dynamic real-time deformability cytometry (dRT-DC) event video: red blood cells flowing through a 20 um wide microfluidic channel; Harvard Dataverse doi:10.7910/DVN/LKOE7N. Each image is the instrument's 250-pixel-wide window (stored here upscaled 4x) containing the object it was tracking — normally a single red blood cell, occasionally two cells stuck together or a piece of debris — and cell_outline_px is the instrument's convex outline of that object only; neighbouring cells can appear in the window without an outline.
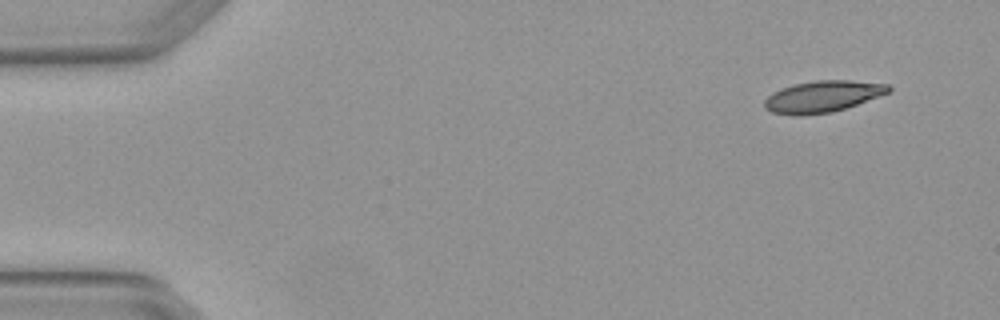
{"species": "Egyptian fruit bat (a non-hibernating species)", "species_latin": "Rousettus aegyptiacus", "temperature_condition": "warm", "stored_images_in_passage": 4, "camera_frame_rate_fps": 3000, "um_per_image_px": 0.085, "animal": {"sex": "female"}, "frame": {"image": 1, "passage_image": 1, "time_ms": 0.0, "image_size_px": [1000, 320], "cell_outline_px": [[892, 92], [832, 112], [804, 116], [792, 116], [772, 112], [764, 108], [764, 100], [772, 92], [796, 84], [816, 80], [848, 80], [888, 84], [892, 88]], "centroid_in_image_um": [69.92, 8.21], "position_along_channel_um": 15.1, "area_um2": 22.83}}
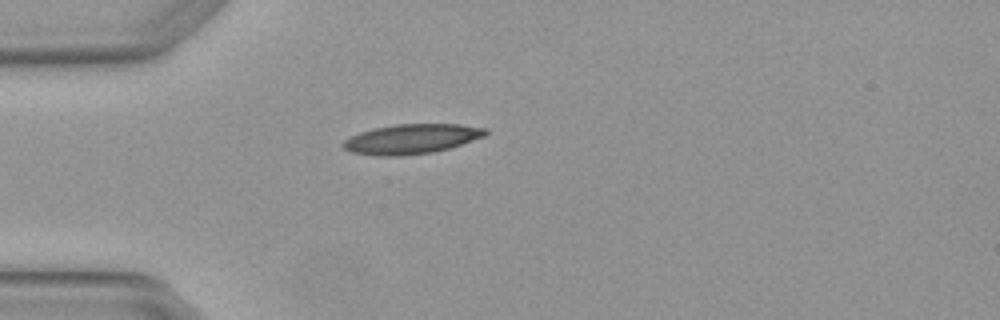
{"frame": {"image": 2, "passage_image": 4, "time_ms": 1.0, "image_size_px": [1000, 320], "cell_outline_px": [[488, 132], [484, 136], [448, 148], [432, 152], [400, 156], [376, 156], [352, 152], [344, 148], [340, 144], [344, 140], [360, 132], [376, 128], [396, 124], [460, 124], [488, 128]], "centroid_in_image_um": [34.97, 11.81], "position_along_channel_um": 50.0, "area_um2": 24.51}}